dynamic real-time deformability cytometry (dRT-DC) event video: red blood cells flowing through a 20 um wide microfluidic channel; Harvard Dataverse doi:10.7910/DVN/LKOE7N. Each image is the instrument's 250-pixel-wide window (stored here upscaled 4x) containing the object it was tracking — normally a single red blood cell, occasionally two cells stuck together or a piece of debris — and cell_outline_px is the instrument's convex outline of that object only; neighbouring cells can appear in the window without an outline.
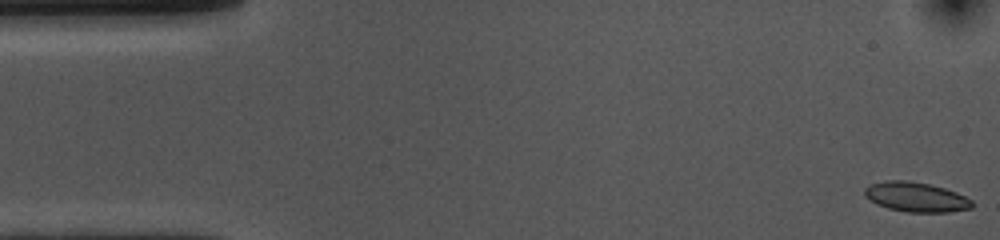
{"species": "common noctule bat (a hibernating species)", "species_latin": "Nyctalus noctula", "temperature_condition": "cold", "stored_images_in_passage": 53, "camera_frame_rate_fps": 3000, "um_per_image_px": 0.085, "animal": {"sex": "female", "body_mass_g": 10.0, "forearm_length_mm": 53.1}, "frame": {"image": 1, "passage_image": 1, "time_ms": 0.0, "image_size_px": [1000, 240], "cell_outline_px": [[976, 204], [972, 208], [948, 212], [908, 212], [888, 208], [876, 204], [864, 196], [864, 188], [872, 184], [884, 180], [908, 180], [932, 184], [956, 192], [972, 200]], "centroid_in_image_um": [77.87, 16.74], "position_along_channel_um": 7.1, "area_um2": 18.79}}
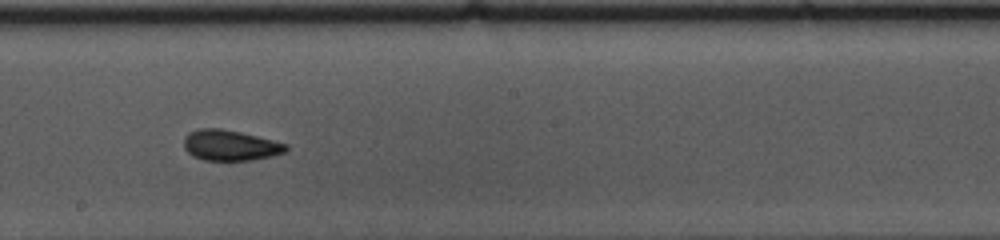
{"frame": {"image": 2, "passage_image": 28, "time_ms": 9.0, "image_size_px": [1000, 240], "cell_outline_px": [[288, 152], [272, 156], [252, 160], [204, 160], [192, 156], [184, 148], [184, 136], [188, 132], [200, 128], [220, 128], [240, 132], [288, 144]], "centroid_in_image_um": [19.56, 12.35], "position_along_channel_um": 228.6, "area_um2": 18.32}}
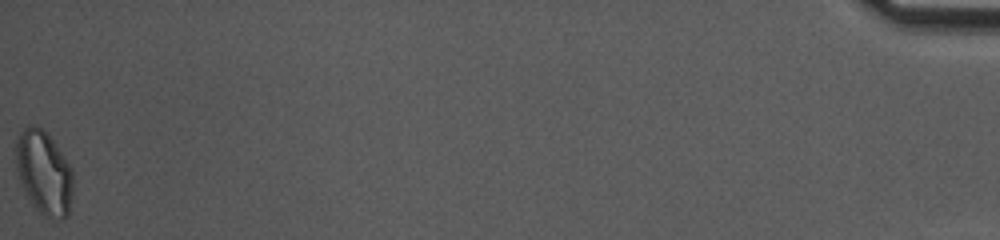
{"frame": {"image": 3, "passage_image": 53, "time_ms": 17.333, "image_size_px": [1000, 240], "cell_outline_px": [[72, 196], [68, 216], [60, 220], [48, 220], [28, 200], [20, 184], [16, 172], [16, 140], [20, 132], [28, 124], [36, 124], [52, 140], [72, 168]], "centroid_in_image_um": [3.72, 14.72], "position_along_channel_um": 431.5, "area_um2": 28.21}, "authors_computed_cell_mechanics": {"area_um2": 18.785, "velocity_mm_per_s": 3.7104, "shape_relaxation_time_tau1_ms": 3.1573, "shape_relaxation_time_tau2_ms": 1.3452, "deformation_change_tau1": 0.1108, "deformation_change_tau2": 0.083}}